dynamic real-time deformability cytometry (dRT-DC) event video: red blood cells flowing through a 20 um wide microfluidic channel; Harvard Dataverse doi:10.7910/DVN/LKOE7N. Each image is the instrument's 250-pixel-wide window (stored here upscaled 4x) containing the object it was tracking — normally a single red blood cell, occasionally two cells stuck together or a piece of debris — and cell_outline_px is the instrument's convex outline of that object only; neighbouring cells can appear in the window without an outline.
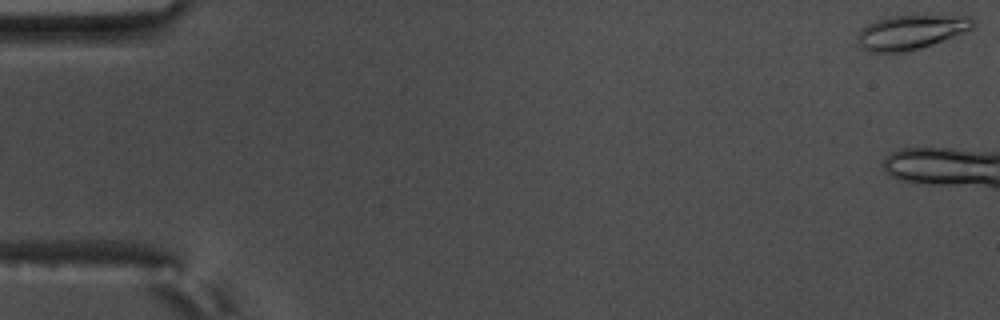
{"species": "common noctule bat (a hibernating species)", "species_latin": "Nyctalus noctula", "temperature_condition": "warm", "stored_images_in_passage": 13, "camera_frame_rate_fps": 3000, "um_per_image_px": 0.085, "animal": {"sex": "male", "body_mass_g": 17.5, "forearm_length_mm": 52.3}, "frame": {"image": 1, "passage_image": 1, "time_ms": 0.0, "image_size_px": [1000, 320], "cell_outline_px": [[976, 24], [972, 28], [932, 44], [920, 48], [904, 52], [872, 52], [864, 48], [856, 40], [856, 36], [868, 24], [876, 20], [892, 16], [916, 12], [972, 16], [976, 20]], "centroid_in_image_um": [77.5, 2.65], "position_along_channel_um": 7.5, "area_um2": 23.81}}